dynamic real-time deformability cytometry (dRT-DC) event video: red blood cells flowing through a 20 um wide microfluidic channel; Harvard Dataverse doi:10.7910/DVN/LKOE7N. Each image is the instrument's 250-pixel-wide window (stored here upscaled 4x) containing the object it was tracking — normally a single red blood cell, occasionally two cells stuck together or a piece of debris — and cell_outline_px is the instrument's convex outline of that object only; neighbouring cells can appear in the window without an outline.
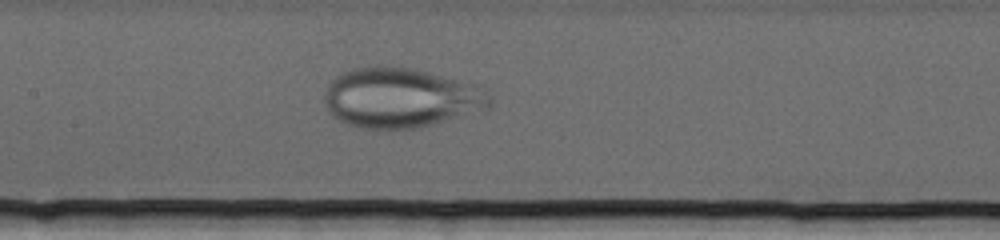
{"species": "human", "species_latin": "Homo sapiens", "temperature_condition": "cold", "stored_images_in_passage": 45, "camera_frame_rate_fps": 3000, "um_per_image_px": 0.085, "donor": {"sex": "female"}, "frame": {"image": 1, "passage_image": 13, "time_ms": 4.0, "image_size_px": [1000, 240], "cell_outline_px": [[492, 104], [488, 108], [420, 128], [388, 132], [376, 132], [360, 128], [348, 124], [332, 116], [324, 104], [324, 92], [328, 84], [336, 76], [348, 68], [376, 64], [388, 64], [412, 68], [484, 84], [488, 88], [492, 96]], "centroid_in_image_um": [34.09, 8.31], "position_along_channel_um": 173.3, "area_um2": 60.29}}
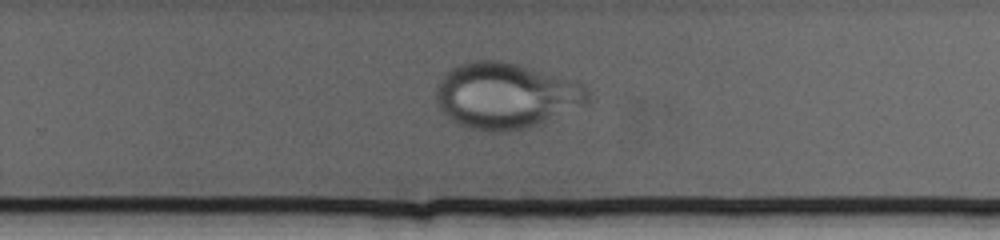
{"frame": {"image": 2, "passage_image": 25, "time_ms": 8.0, "image_size_px": [1000, 240], "cell_outline_px": [[592, 100], [584, 104], [528, 128], [504, 132], [484, 132], [468, 128], [460, 124], [448, 116], [440, 108], [436, 100], [436, 84], [452, 68], [460, 64], [472, 60], [500, 60], [520, 64], [572, 80], [584, 84], [588, 88]], "centroid_in_image_um": [43.0, 8.12], "position_along_channel_um": 286.8, "area_um2": 58.2}}
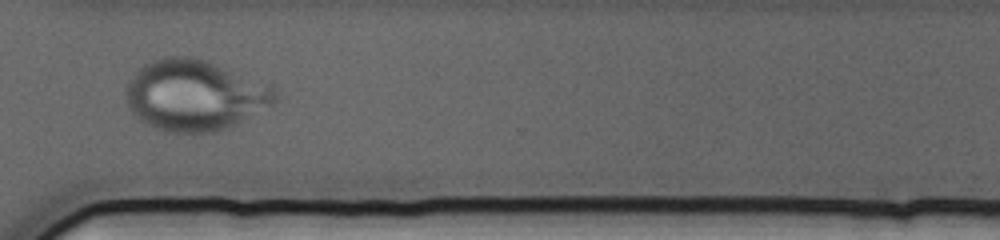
{"frame": {"image": 3, "passage_image": 32, "time_ms": 10.333, "image_size_px": [1000, 240], "cell_outline_px": [[280, 100], [236, 124], [228, 128], [216, 132], [164, 132], [140, 120], [128, 108], [124, 92], [128, 80], [144, 64], [152, 60], [164, 56], [192, 56], [208, 60], [272, 84], [280, 96]], "centroid_in_image_um": [16.58, 8.08], "position_along_channel_um": 354.0, "area_um2": 62.42}}